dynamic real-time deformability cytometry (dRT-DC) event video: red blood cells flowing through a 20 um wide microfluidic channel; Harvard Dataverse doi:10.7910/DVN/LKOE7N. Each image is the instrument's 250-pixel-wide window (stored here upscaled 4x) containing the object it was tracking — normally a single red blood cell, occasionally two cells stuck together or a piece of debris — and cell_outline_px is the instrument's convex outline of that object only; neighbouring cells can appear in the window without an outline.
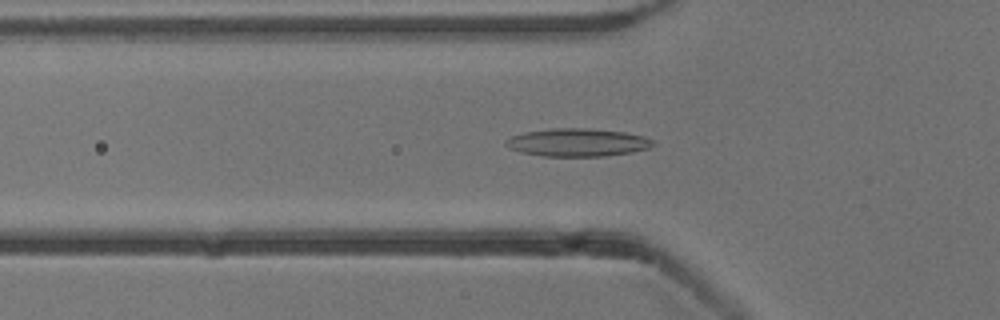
{"species": "common noctule bat (a hibernating species)", "species_latin": "Nyctalus noctula", "temperature_condition": "cold", "stored_images_in_passage": 48, "camera_frame_rate_fps": 3000, "um_per_image_px": 0.085, "animal": {"sex": "male", "body_mass_g": 13.3}, "frame": {"image": 1, "passage_image": 13, "time_ms": 4.0, "image_size_px": [1000, 320], "cell_outline_px": [[656, 144], [648, 148], [632, 152], [604, 156], [544, 156], [520, 152], [508, 148], [504, 144], [512, 136], [524, 132], [552, 128], [584, 128], [624, 132], [644, 136], [652, 140]], "centroid_in_image_um": [49.09, 12.11], "position_along_channel_um": 76.7, "area_um2": 23.87}}
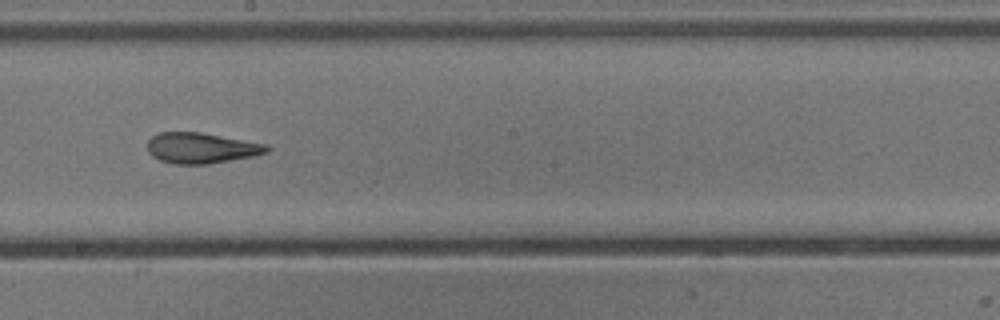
{"frame": {"image": 2, "passage_image": 25, "time_ms": 8.0, "image_size_px": [1000, 320], "cell_outline_px": [[272, 148], [268, 152], [256, 156], [208, 164], [172, 164], [160, 160], [152, 156], [148, 152], [148, 140], [152, 136], [160, 132], [200, 132], [268, 144]], "centroid_in_image_um": [17.15, 12.58], "position_along_channel_um": 231.1, "area_um2": 21.56}}
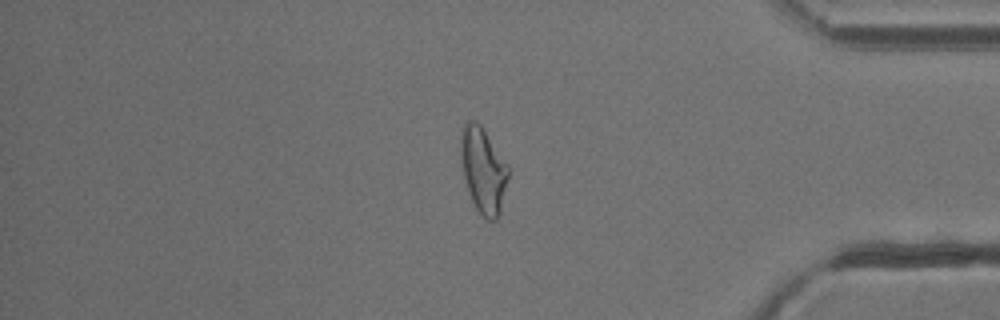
{"frame": {"image": 3, "passage_image": 40, "time_ms": 13.0, "image_size_px": [1000, 320], "cell_outline_px": [[508, 176], [500, 212], [496, 220], [488, 220], [476, 208], [468, 192], [464, 180], [460, 156], [460, 128], [468, 120], [476, 120], [480, 124], [508, 164]], "centroid_in_image_um": [41.04, 14.41], "position_along_channel_um": 394.2, "area_um2": 23.76}, "authors_computed_cell_mechanics": {"area_um2": 22.4264, "velocity_mm_per_s": 3.8168, "shape_relaxation_time_tau1_ms": null, "shape_relaxation_time_tau2_ms": 2.9074, "deformation_change_tau1": null, "deformation_change_tau2": 0.1198}}